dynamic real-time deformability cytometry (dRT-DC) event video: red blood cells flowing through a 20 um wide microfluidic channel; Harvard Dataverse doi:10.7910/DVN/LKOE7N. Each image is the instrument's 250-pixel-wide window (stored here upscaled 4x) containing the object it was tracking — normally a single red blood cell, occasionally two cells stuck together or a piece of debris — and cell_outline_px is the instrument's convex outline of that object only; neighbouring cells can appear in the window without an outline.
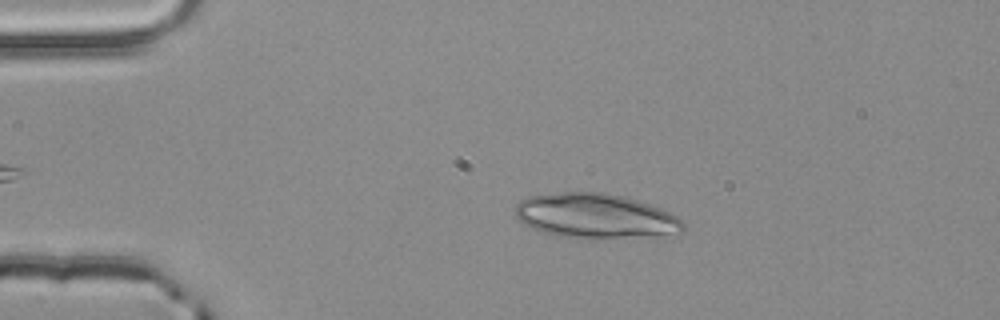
{"species": "common noctule bat (a hibernating species)", "species_latin": "Nyctalus noctula", "temperature_condition": "room temperature", "stored_images_in_passage": 47, "camera_frame_rate_fps": 3000, "um_per_image_px": 0.085, "animal": {"sex": "male", "body_mass_g": 20.4}, "frame": {"image": 1, "passage_image": 11, "time_ms": 3.333, "image_size_px": [1000, 320], "cell_outline_px": [[684, 232], [660, 240], [576, 240], [556, 236], [532, 228], [516, 220], [516, 204], [520, 200], [528, 196], [560, 192], [604, 192], [624, 196], [652, 204], [676, 216], [684, 224]], "centroid_in_image_um": [50.73, 18.44], "position_along_channel_um": 34.3, "area_um2": 46.3}}
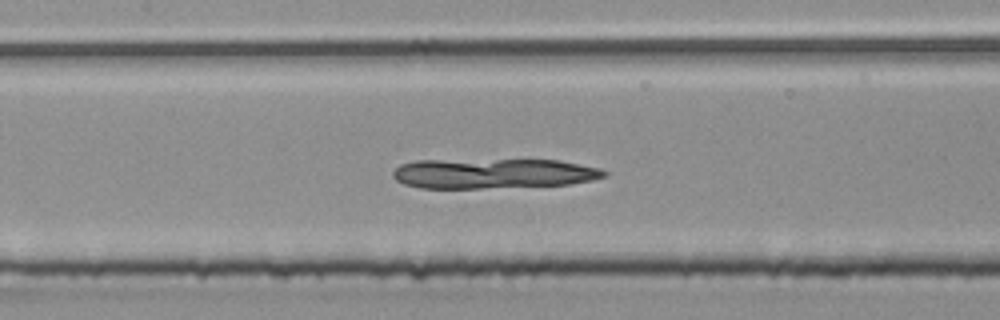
{"frame": {"image": 2, "passage_image": 25, "time_ms": 8.0, "image_size_px": [1000, 320], "cell_outline_px": [[608, 176], [592, 180], [568, 184], [480, 188], [420, 188], [404, 184], [396, 180], [392, 176], [392, 172], [400, 164], [416, 160], [560, 160], [600, 168], [608, 172]], "centroid_in_image_um": [41.92, 14.74], "position_along_channel_um": 165.5, "area_um2": 36.93}}
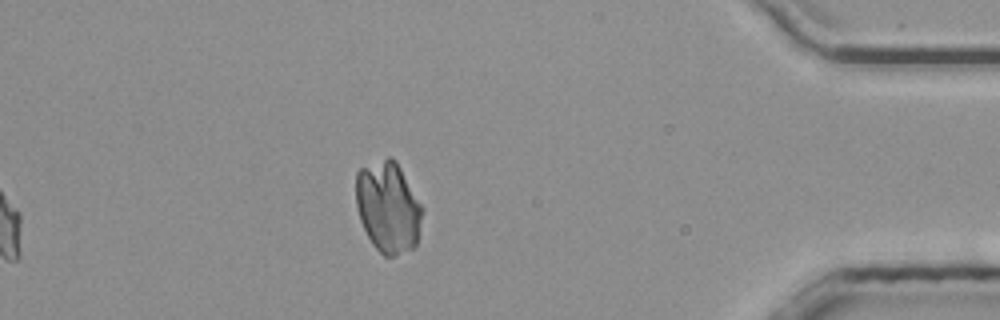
{"frame": {"image": 3, "passage_image": 47, "time_ms": 15.333, "image_size_px": [1000, 320], "cell_outline_px": [[424, 208], [416, 248], [396, 256], [384, 256], [372, 244], [360, 220], [356, 208], [356, 172], [360, 168], [388, 156], [392, 156], [396, 160]], "centroid_in_image_um": [33.0, 17.61], "position_along_channel_um": 402.2, "area_um2": 35.78}}